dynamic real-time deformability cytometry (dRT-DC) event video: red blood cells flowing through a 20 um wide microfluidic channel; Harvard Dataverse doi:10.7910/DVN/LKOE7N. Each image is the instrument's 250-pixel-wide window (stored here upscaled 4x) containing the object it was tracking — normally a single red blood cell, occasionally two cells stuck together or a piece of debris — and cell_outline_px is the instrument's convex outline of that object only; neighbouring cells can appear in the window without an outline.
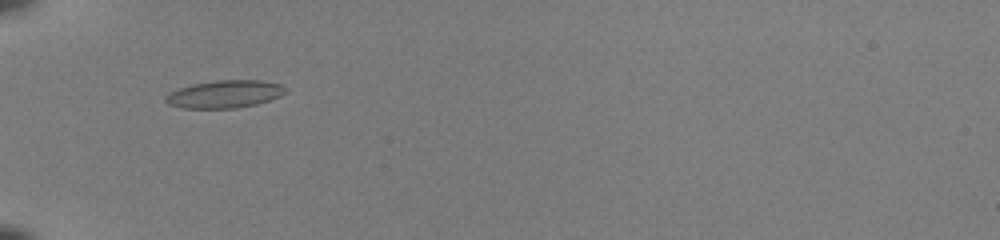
{"species": "common noctule bat (a hibernating species)", "species_latin": "Nyctalus noctula", "temperature_condition": "room temperature", "stored_images_in_passage": 33, "camera_frame_rate_fps": 3000, "um_per_image_px": 0.085, "animal": {"sex": "female", "body_mass_g": 22.0, "forearm_length_mm": 56.7}, "frame": {"image": 1, "passage_image": 1, "time_ms": 0.0, "image_size_px": [1000, 240], "cell_outline_px": [[288, 92], [280, 96], [256, 104], [236, 108], [180, 108], [168, 104], [164, 100], [164, 96], [180, 88], [192, 84], [216, 80], [260, 80], [280, 84]], "centroid_in_image_um": [19.08, 8.0], "position_along_channel_um": 65.9, "area_um2": 19.25}}
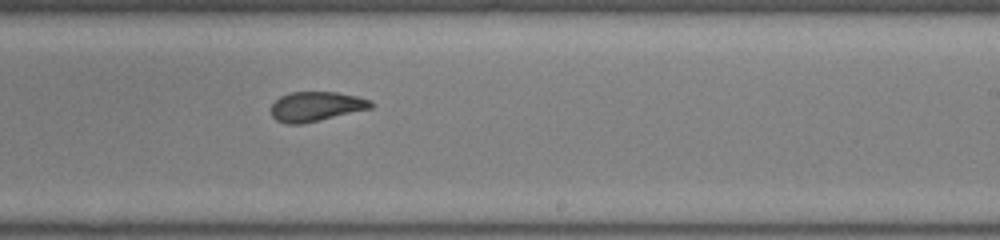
{"frame": {"image": 2, "passage_image": 16, "time_ms": 5.0, "image_size_px": [1000, 240], "cell_outline_px": [[376, 104], [372, 108], [300, 124], [284, 124], [276, 120], [272, 116], [272, 104], [280, 96], [292, 92], [336, 92], [356, 96], [372, 100]], "centroid_in_image_um": [26.88, 9.04], "position_along_channel_um": 262.1, "area_um2": 17.17}}
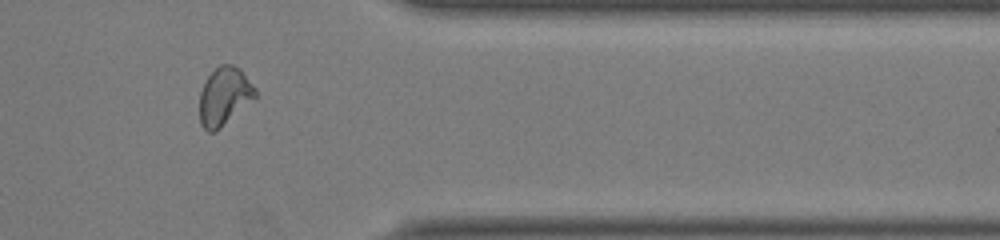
{"frame": {"image": 3, "passage_image": 26, "time_ms": 8.333, "image_size_px": [1000, 240], "cell_outline_px": [[256, 96], [216, 132], [208, 132], [200, 124], [200, 92], [208, 76], [220, 64], [232, 64], [240, 68], [256, 88]], "centroid_in_image_um": [19.06, 8.18], "position_along_channel_um": 392.3, "area_um2": 18.67}, "authors_computed_cell_mechanics": {"area_um2": 18.0336, "velocity_mm_per_s": 4.0927, "shape_relaxation_time_tau1_ms": null, "shape_relaxation_time_tau2_ms": 1.6398, "deformation_change_tau1": null, "deformation_change_tau2": 0.0798}}